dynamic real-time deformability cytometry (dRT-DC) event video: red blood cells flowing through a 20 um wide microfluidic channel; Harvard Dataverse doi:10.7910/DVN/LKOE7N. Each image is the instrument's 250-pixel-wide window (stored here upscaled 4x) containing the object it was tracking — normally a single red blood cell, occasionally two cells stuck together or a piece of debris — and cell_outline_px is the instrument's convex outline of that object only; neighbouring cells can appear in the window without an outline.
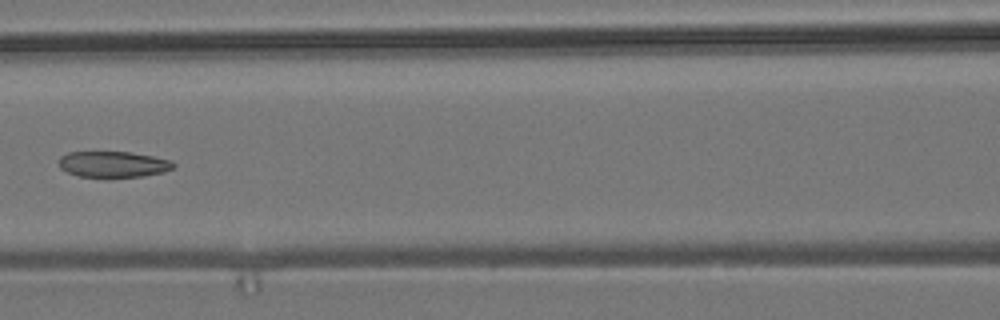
{"species": "common noctule bat (a hibernating species)", "species_latin": "Nyctalus noctula", "temperature_condition": "room temperature", "stored_images_in_passage": 3, "camera_frame_rate_fps": 3000, "um_per_image_px": 0.085, "animal": {"sex": "male", "body_mass_g": 19.2, "forearm_length_mm": 51.8}, "frame": {"image": 1, "passage_image": 3, "time_ms": 2.333, "image_size_px": [1000, 320], "cell_outline_px": [[176, 164], [172, 168], [164, 172], [144, 176], [80, 176], [68, 172], [60, 168], [60, 156], [68, 152], [132, 152], [172, 160]], "centroid_in_image_um": [9.66, 13.94], "position_along_channel_um": 156.9, "area_um2": 17.11}}